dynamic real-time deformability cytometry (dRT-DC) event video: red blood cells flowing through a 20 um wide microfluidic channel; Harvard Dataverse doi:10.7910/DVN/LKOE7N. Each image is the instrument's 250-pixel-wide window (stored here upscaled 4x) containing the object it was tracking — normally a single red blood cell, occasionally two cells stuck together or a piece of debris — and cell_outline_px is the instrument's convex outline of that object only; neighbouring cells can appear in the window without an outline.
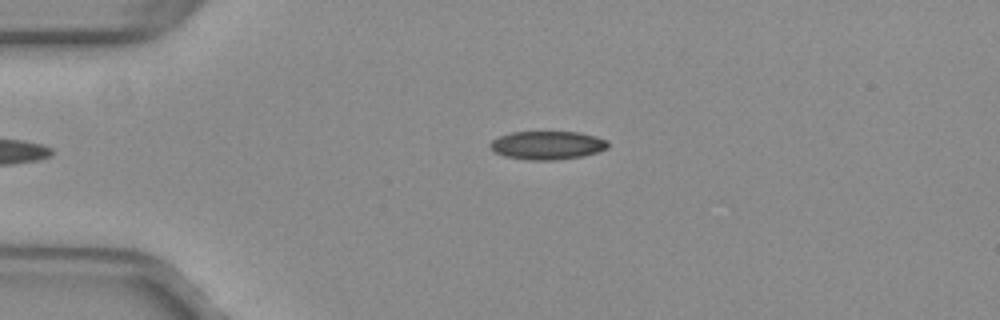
{"species": "common noctule bat (a hibernating species)", "species_latin": "Nyctalus noctula", "temperature_condition": "warm", "stored_images_in_passage": 35, "camera_frame_rate_fps": 3000, "um_per_image_px": 0.085, "animal": {"sex": "female", "body_mass_g": 29.2, "forearm_length_mm": 56.3}, "frame": {"image": 1, "passage_image": 1, "time_ms": 0.0, "image_size_px": [1000, 320], "cell_outline_px": [[608, 148], [596, 152], [580, 156], [556, 160], [528, 160], [504, 156], [488, 148], [488, 144], [492, 140], [500, 136], [512, 132], [580, 132], [596, 136], [608, 140]], "centroid_in_image_um": [46.5, 12.34], "position_along_channel_um": 38.5, "area_um2": 19.54}}
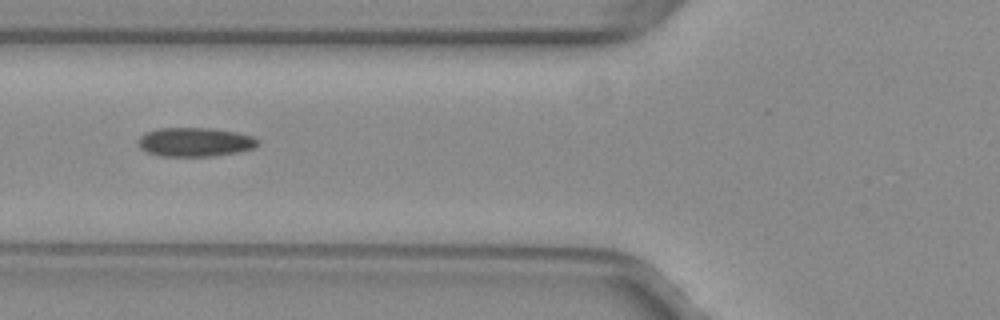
{"frame": {"image": 2, "passage_image": 9, "time_ms": 2.667, "image_size_px": [1000, 320], "cell_outline_px": [[260, 144], [252, 148], [236, 152], [216, 156], [160, 156], [148, 152], [140, 148], [140, 136], [148, 132], [160, 128], [212, 128], [236, 132], [252, 136]], "centroid_in_image_um": [16.59, 12.07], "position_along_channel_um": 109.2, "area_um2": 19.94}}
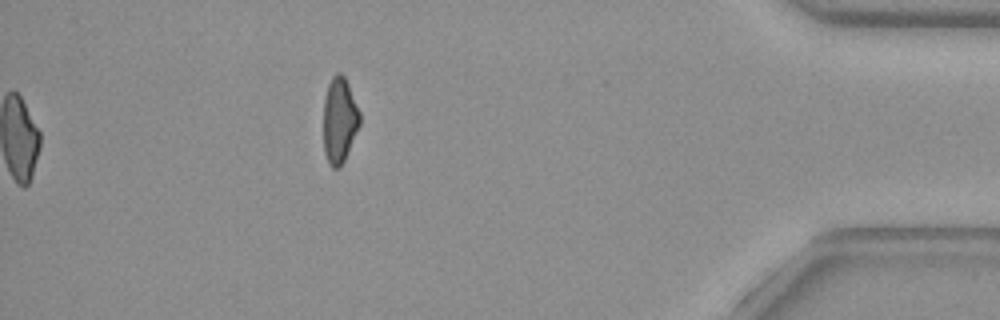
{"frame": {"image": 3, "passage_image": 35, "time_ms": 11.333, "image_size_px": [1000, 320], "cell_outline_px": [[360, 124], [344, 160], [340, 168], [332, 168], [328, 164], [324, 152], [324, 100], [328, 84], [332, 76], [336, 72], [340, 72], [344, 76], [348, 84], [360, 112]], "centroid_in_image_um": [28.84, 10.22], "position_along_channel_um": 406.4, "area_um2": 18.09}, "authors_computed_cell_mechanics": {"area_um2": 19.941, "velocity_mm_per_s": 4.0025, "shape_relaxation_time_tau1_ms": null, "shape_relaxation_time_tau2_ms": 2.775, "deformation_change_tau1": null, "deformation_change_tau2": 0.0916}}